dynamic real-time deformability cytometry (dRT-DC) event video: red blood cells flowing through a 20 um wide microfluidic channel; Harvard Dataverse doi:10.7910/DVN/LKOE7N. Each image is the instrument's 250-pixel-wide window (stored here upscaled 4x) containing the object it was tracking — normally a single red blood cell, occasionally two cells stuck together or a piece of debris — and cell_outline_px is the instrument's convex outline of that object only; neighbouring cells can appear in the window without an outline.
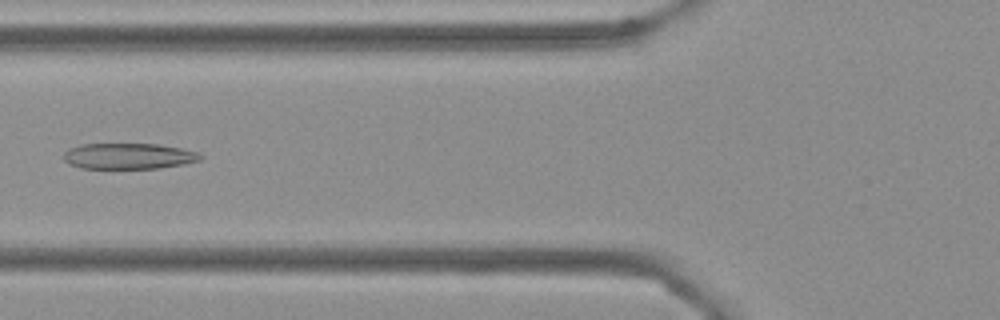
{"species": "Egyptian fruit bat (a non-hibernating species)", "species_latin": "Rousettus aegyptiacus", "temperature_condition": "cold", "stored_images_in_passage": 6, "camera_frame_rate_fps": 3000, "um_per_image_px": 0.085, "frame": {"image": 1, "passage_image": 6, "time_ms": 1.667, "image_size_px": [1000, 320], "cell_outline_px": [[204, 156], [200, 160], [184, 164], [160, 168], [80, 168], [68, 164], [64, 160], [64, 152], [72, 148], [84, 144], [160, 144], [180, 148], [196, 152]], "centroid_in_image_um": [10.95, 13.27], "position_along_channel_um": 114.9, "area_um2": 20.52}}